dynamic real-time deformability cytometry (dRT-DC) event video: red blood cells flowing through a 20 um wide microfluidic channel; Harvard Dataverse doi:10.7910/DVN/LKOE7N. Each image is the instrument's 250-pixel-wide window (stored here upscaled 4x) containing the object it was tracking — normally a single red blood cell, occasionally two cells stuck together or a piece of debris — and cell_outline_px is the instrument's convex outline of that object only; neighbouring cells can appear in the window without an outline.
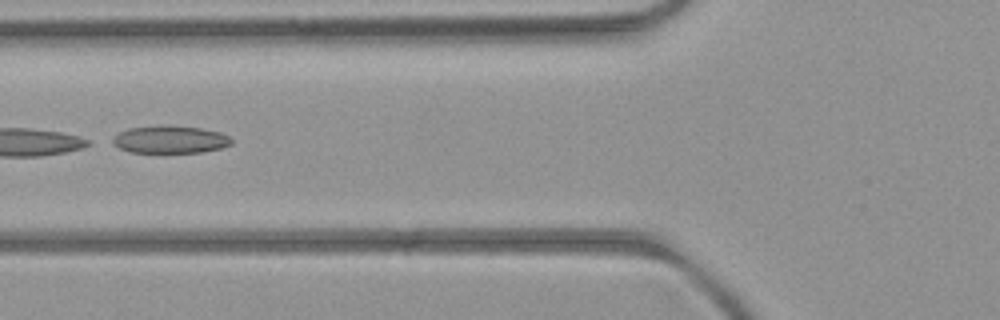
{"species": "common noctule bat (a hibernating species)", "species_latin": "Nyctalus noctula", "temperature_condition": "room temperature", "stored_images_in_passage": 5, "camera_frame_rate_fps": 3000, "um_per_image_px": 0.085, "animal": {"sex": "female", "body_mass_g": 21.9}, "frame": {"image": 1, "passage_image": 5, "time_ms": 4.667, "image_size_px": [1000, 320], "cell_outline_px": [[232, 144], [220, 148], [200, 152], [128, 152], [112, 144], [112, 140], [120, 132], [128, 128], [200, 128], [220, 132], [228, 136], [232, 140]], "centroid_in_image_um": [14.48, 11.9], "position_along_channel_um": 111.3, "area_um2": 18.03}}